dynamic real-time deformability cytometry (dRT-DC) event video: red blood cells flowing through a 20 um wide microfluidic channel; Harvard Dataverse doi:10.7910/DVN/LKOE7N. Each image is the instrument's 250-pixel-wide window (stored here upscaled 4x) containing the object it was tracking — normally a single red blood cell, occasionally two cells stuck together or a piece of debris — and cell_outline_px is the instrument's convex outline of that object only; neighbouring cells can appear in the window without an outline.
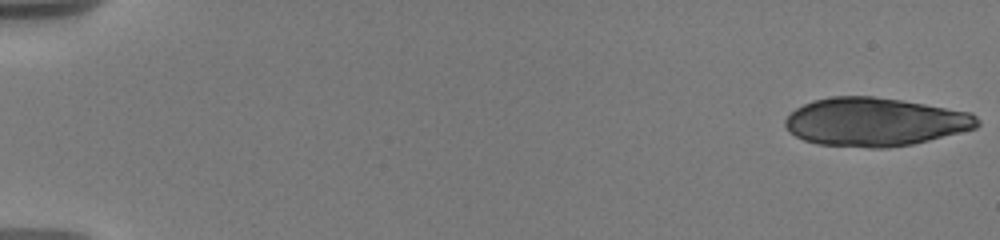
{"species": "human", "species_latin": "Homo sapiens", "temperature_condition": "warm", "stored_images_in_passage": 7, "camera_frame_rate_fps": 3000, "um_per_image_px": 0.085, "donor": {"sex": "male"}, "frame": {"image": 1, "passage_image": 1, "time_ms": 0.0, "image_size_px": [1000, 240], "cell_outline_px": [[980, 124], [976, 128], [912, 144], [888, 148], [868, 148], [816, 144], [804, 140], [788, 132], [784, 124], [784, 120], [796, 108], [812, 100], [832, 96], [872, 96], [900, 100], [972, 112], [980, 120]], "centroid_in_image_um": [74.35, 10.36], "position_along_channel_um": 10.6, "area_um2": 54.33}}